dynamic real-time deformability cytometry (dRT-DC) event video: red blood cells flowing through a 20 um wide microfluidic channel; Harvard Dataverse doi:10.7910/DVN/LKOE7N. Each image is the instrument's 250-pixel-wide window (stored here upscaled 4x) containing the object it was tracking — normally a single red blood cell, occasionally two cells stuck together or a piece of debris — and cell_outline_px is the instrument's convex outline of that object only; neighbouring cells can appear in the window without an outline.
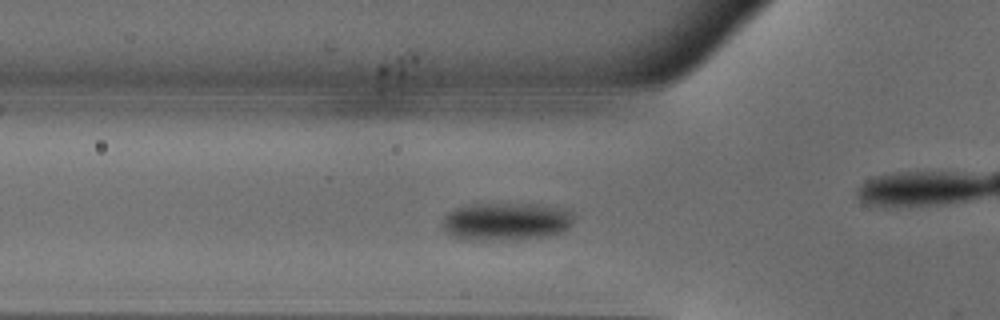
{"species": "common noctule bat (a hibernating species)", "species_latin": "Nyctalus noctula", "temperature_condition": "warm", "stored_images_in_passage": 44, "camera_frame_rate_fps": 3000, "um_per_image_px": 0.085, "animal": {"sex": "male", "body_mass_g": 18.8}, "frame": {"image": 1, "passage_image": 10, "time_ms": 3.0, "image_size_px": [1000, 320], "cell_outline_px": [[576, 216], [572, 224], [568, 228], [560, 232], [548, 236], [496, 240], [460, 240], [452, 236], [440, 224], [444, 216], [452, 208], [476, 204], [532, 204], [564, 208], [572, 212]], "centroid_in_image_um": [43.0, 18.82], "position_along_channel_um": 82.8, "area_um2": 29.19}}
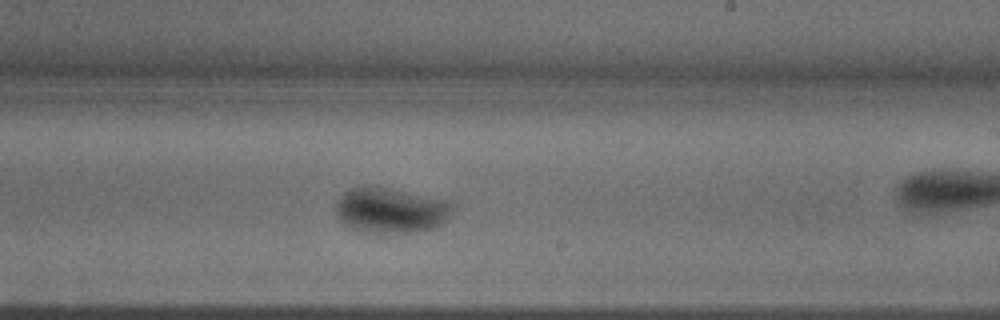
{"frame": {"image": 2, "passage_image": 23, "time_ms": 7.333, "image_size_px": [1000, 320], "cell_outline_px": [[452, 208], [444, 224], [432, 228], [416, 232], [356, 232], [344, 224], [340, 220], [336, 212], [336, 200], [344, 192], [352, 188], [364, 184], [380, 184], [452, 200]], "centroid_in_image_um": [33.21, 17.81], "position_along_channel_um": 255.8, "area_um2": 32.08}}
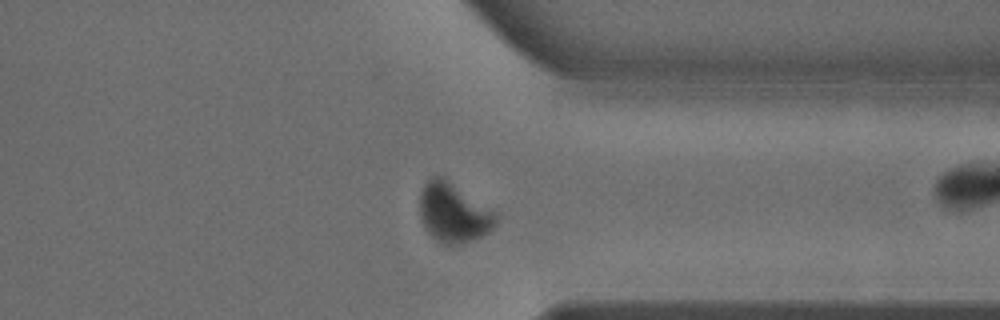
{"frame": {"image": 3, "passage_image": 32, "time_ms": 10.333, "image_size_px": [1000, 320], "cell_outline_px": [[496, 220], [492, 228], [488, 232], [472, 240], [460, 244], [444, 244], [436, 240], [424, 228], [420, 216], [420, 192], [424, 184], [432, 176], [444, 176], [496, 212]], "centroid_in_image_um": [38.52, 18.06], "position_along_channel_um": 372.9, "area_um2": 26.3}, "authors_computed_cell_mechanics": {"area_um2": 28.7266, "velocity_mm_per_s": 3.9807, "shape_relaxation_time_tau1_ms": 3.8516, "shape_relaxation_time_tau2_ms": null, "deformation_change_tau1": 0.1309, "deformation_change_tau2": null}}